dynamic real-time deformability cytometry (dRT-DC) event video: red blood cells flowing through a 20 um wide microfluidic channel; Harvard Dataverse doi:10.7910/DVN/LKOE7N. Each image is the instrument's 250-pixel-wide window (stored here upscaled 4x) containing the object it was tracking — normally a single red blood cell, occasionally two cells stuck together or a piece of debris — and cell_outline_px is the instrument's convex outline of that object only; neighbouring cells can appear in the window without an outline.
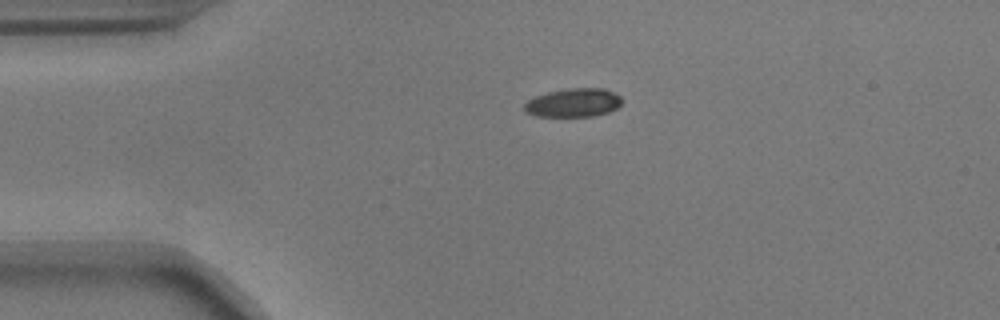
{"species": "common noctule bat (a hibernating species)", "species_latin": "Nyctalus noctula", "temperature_condition": "warm", "stored_images_in_passage": 44, "camera_frame_rate_fps": 3000, "um_per_image_px": 0.085, "animal": {"sex": "male", "body_mass_g": 17.9}, "frame": {"image": 1, "passage_image": 1, "time_ms": 0.0, "image_size_px": [1000, 320], "cell_outline_px": [[624, 100], [616, 108], [608, 112], [592, 116], [536, 116], [524, 112], [524, 104], [528, 100], [536, 96], [548, 92], [568, 88], [604, 88], [620, 96]], "centroid_in_image_um": [48.74, 8.73], "position_along_channel_um": 36.3, "area_um2": 16.24}}
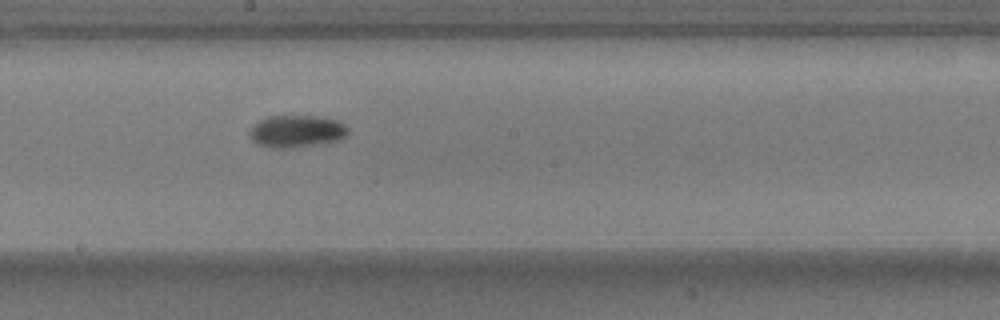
{"frame": {"image": 2, "passage_image": 19, "time_ms": 6.0, "image_size_px": [1000, 320], "cell_outline_px": [[348, 136], [340, 140], [316, 144], [284, 148], [272, 148], [256, 144], [248, 136], [248, 132], [252, 124], [268, 116], [316, 116], [340, 120], [348, 128]], "centroid_in_image_um": [25.19, 11.15], "position_along_channel_um": 223.0, "area_um2": 18.73}}
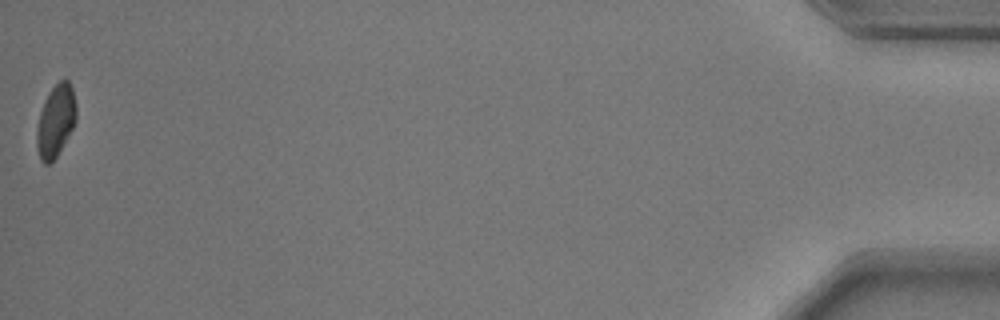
{"frame": {"image": 3, "passage_image": 44, "time_ms": 14.333, "image_size_px": [1000, 320], "cell_outline_px": [[76, 120], [72, 128], [56, 156], [48, 164], [44, 164], [40, 160], [36, 144], [36, 132], [40, 112], [48, 92], [60, 80], [68, 80], [72, 88], [76, 104]], "centroid_in_image_um": [4.72, 10.26], "position_along_channel_um": 430.5, "area_um2": 16.36}, "authors_computed_cell_mechanics": {"area_um2": 17.1088, "velocity_mm_per_s": 3.6653, "shape_relaxation_time_tau1_ms": 3.799, "shape_relaxation_time_tau2_ms": null, "deformation_change_tau1": 0.1657, "deformation_change_tau2": null}}